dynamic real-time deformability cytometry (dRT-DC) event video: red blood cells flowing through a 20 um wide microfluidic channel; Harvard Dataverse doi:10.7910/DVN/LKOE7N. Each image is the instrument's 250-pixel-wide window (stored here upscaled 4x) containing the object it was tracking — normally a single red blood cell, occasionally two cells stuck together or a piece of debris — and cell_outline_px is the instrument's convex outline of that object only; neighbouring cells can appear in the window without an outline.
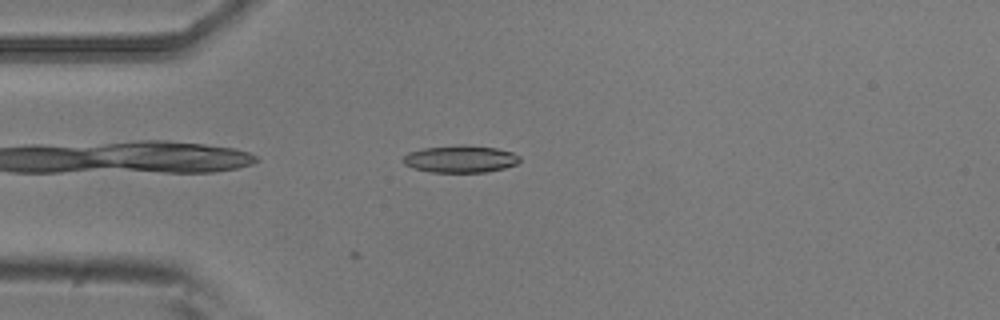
{"species": "common noctule bat (a hibernating species)", "species_latin": "Nyctalus noctula", "temperature_condition": "room temperature", "stored_images_in_passage": 2, "camera_frame_rate_fps": 3000, "um_per_image_px": 0.085, "animal": {"sex": "male", "body_mass_g": 20.5, "forearm_length_mm": 52.5}, "frame": {"image": 1, "passage_image": 1, "time_ms": 0.0, "image_size_px": [1000, 320], "cell_outline_px": [[520, 160], [516, 164], [504, 168], [488, 172], [432, 172], [412, 168], [404, 164], [400, 160], [408, 152], [424, 148], [460, 144], [464, 144], [496, 148], [512, 152], [520, 156]], "centroid_in_image_um": [39.11, 13.51], "position_along_channel_um": 45.9, "area_um2": 18.67}}